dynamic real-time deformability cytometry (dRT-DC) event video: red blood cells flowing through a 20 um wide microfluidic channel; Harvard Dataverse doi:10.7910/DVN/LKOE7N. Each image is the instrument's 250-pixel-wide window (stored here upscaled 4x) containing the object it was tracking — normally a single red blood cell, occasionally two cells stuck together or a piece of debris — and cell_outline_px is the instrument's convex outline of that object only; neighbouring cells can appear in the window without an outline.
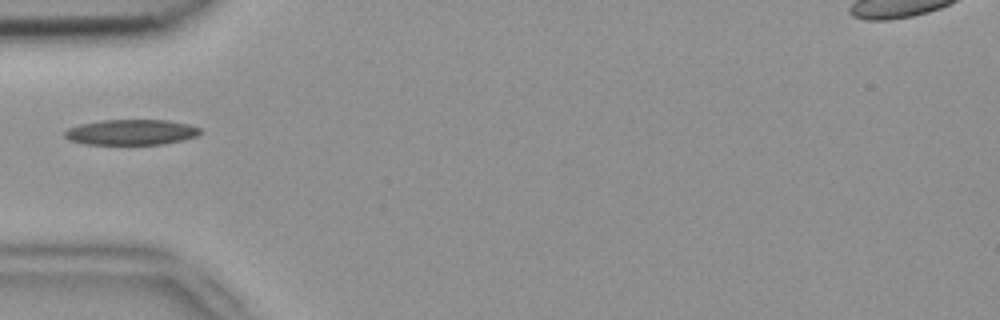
{"species": "common noctule bat (a hibernating species)", "species_latin": "Nyctalus noctula", "temperature_condition": "room temperature", "stored_images_in_passage": 1, "camera_frame_rate_fps": 3000, "um_per_image_px": 0.085, "animal": {"sex": "female", "body_mass_g": 18.4}, "frame": {"image": 1, "passage_image": 1, "time_ms": 0.0, "image_size_px": [1000, 320], "cell_outline_px": [[204, 132], [196, 136], [164, 144], [84, 144], [68, 140], [64, 136], [64, 132], [68, 128], [80, 124], [104, 120], [168, 120], [188, 124], [200, 128]], "centroid_in_image_um": [11.15, 11.23], "position_along_channel_um": 73.9, "area_um2": 20.11}}